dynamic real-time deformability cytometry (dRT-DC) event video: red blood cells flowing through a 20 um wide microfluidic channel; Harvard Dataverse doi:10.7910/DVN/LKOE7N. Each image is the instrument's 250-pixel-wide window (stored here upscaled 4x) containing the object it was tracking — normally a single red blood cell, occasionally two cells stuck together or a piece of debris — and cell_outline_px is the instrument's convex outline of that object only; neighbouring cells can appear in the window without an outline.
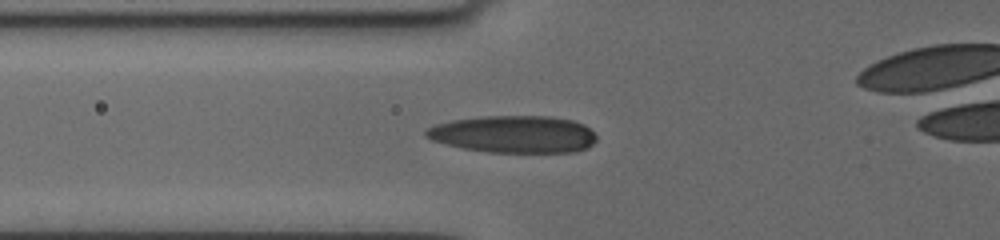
{"species": "human", "species_latin": "Homo sapiens", "temperature_condition": "cold", "stored_images_in_passage": 8, "camera_frame_rate_fps": 3000, "um_per_image_px": 0.085, "donor": {"sex": "female"}, "frame": {"image": 1, "passage_image": 7, "time_ms": 6.0, "image_size_px": [1000, 240], "cell_outline_px": [[596, 140], [588, 148], [572, 152], [488, 152], [460, 148], [444, 144], [432, 140], [424, 136], [424, 132], [428, 128], [436, 124], [452, 120], [480, 116], [552, 116], [572, 120], [584, 124], [596, 136]], "centroid_in_image_um": [43.64, 11.41], "position_along_channel_um": 82.2, "area_um2": 37.17}}